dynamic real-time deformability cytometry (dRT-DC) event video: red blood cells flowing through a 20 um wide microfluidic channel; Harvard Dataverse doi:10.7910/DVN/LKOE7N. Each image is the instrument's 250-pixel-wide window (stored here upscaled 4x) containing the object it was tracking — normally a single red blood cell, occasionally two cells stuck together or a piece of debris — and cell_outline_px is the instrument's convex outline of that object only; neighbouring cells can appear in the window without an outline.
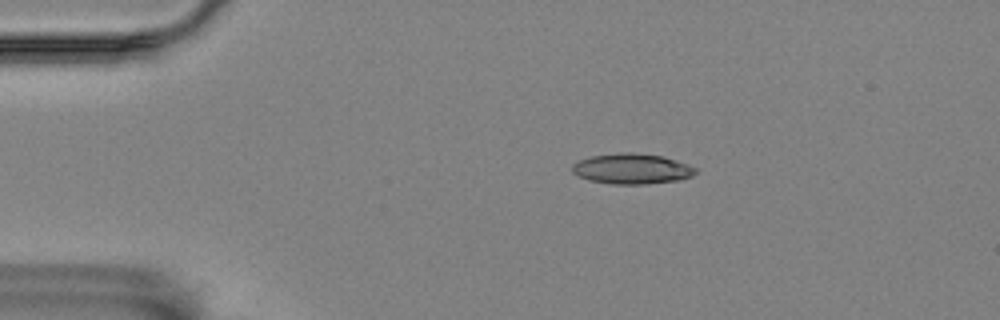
{"species": "Egyptian fruit bat (a non-hibernating species)", "species_latin": "Rousettus aegyptiacus", "temperature_condition": "room temperature", "stored_images_in_passage": 8, "camera_frame_rate_fps": 3000, "um_per_image_px": 0.085, "animal": {"sex": "female"}, "frame": {"image": 1, "passage_image": 2, "time_ms": 0.333, "image_size_px": [1000, 320], "cell_outline_px": [[696, 172], [692, 176], [680, 180], [644, 184], [612, 184], [588, 180], [572, 172], [572, 164], [580, 160], [592, 156], [620, 152], [632, 152], [660, 156], [676, 160], [688, 164], [696, 168]], "centroid_in_image_um": [53.71, 14.35], "position_along_channel_um": 31.3, "area_um2": 21.79}}
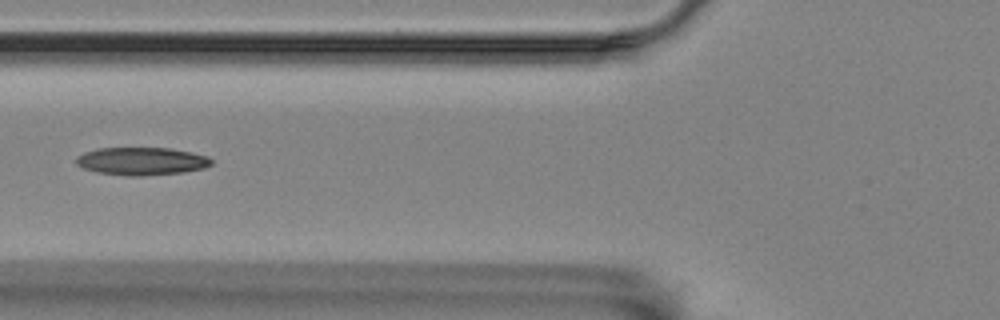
{"frame": {"image": 2, "passage_image": 5, "time_ms": 1.333, "image_size_px": [1000, 320], "cell_outline_px": [[212, 164], [204, 168], [184, 172], [140, 176], [132, 176], [96, 172], [84, 168], [76, 164], [76, 156], [84, 152], [96, 148], [172, 148], [208, 156], [212, 160]], "centroid_in_image_um": [12.03, 13.69], "position_along_channel_um": 113.8, "area_um2": 21.96}}
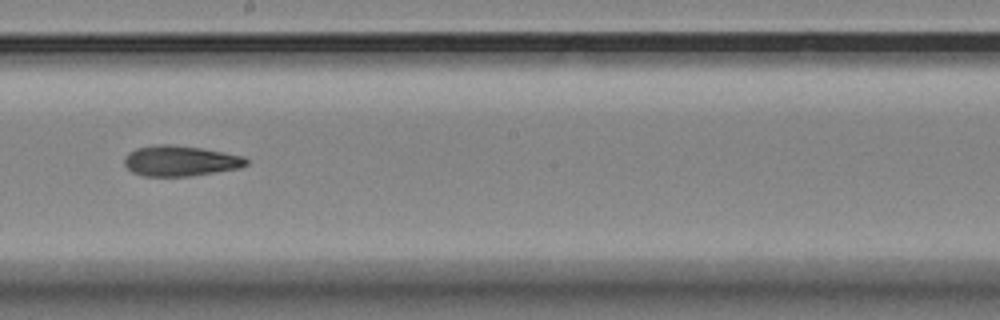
{"frame": {"image": 3, "passage_image": 8, "time_ms": 2.333, "image_size_px": [1000, 320], "cell_outline_px": [[248, 164], [240, 168], [188, 176], [144, 176], [132, 172], [124, 164], [124, 156], [128, 152], [136, 148], [156, 144], [172, 144], [200, 148], [244, 156], [248, 160]], "centroid_in_image_um": [15.3, 13.67], "position_along_channel_um": 232.9, "area_um2": 21.68}}